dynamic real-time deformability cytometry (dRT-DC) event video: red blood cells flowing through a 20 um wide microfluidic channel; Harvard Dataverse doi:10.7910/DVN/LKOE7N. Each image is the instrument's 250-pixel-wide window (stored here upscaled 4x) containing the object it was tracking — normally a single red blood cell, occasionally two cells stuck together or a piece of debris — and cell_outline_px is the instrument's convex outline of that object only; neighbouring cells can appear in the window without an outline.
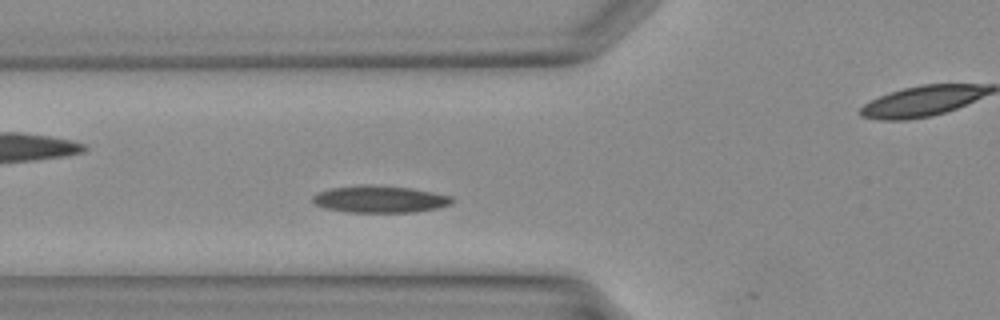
{"species": "Egyptian fruit bat (a non-hibernating species)", "species_latin": "Rousettus aegyptiacus", "temperature_condition": "warm", "stored_images_in_passage": 7, "camera_frame_rate_fps": 3000, "um_per_image_px": 0.085, "animal": {"sex": "female"}, "frame": {"image": 1, "passage_image": 6, "time_ms": 1.667, "image_size_px": [1000, 320], "cell_outline_px": [[452, 204], [436, 208], [412, 212], [348, 212], [324, 208], [316, 204], [312, 200], [312, 196], [320, 192], [332, 188], [360, 184], [372, 184], [412, 188], [452, 196]], "centroid_in_image_um": [32.28, 16.92], "position_along_channel_um": 93.5, "area_um2": 21.91}}